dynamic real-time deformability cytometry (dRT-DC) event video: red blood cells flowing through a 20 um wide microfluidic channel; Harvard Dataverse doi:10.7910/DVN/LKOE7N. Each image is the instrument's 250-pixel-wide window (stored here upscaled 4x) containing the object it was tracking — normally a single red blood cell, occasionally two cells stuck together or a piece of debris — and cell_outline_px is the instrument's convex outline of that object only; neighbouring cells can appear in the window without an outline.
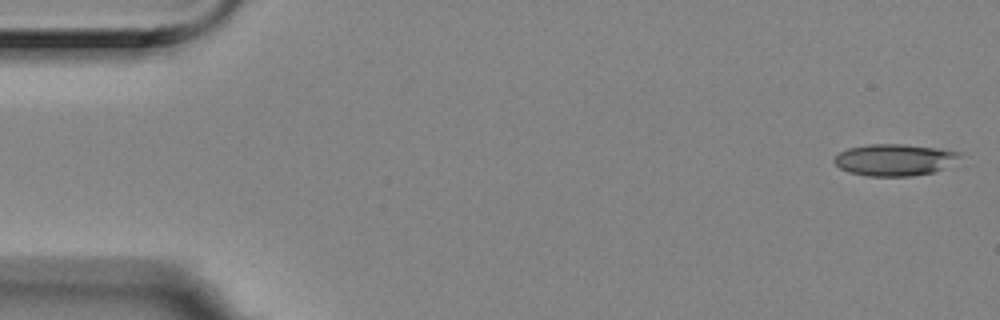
{"species": "Egyptian fruit bat (a non-hibernating species)", "species_latin": "Rousettus aegyptiacus", "temperature_condition": "room temperature", "stored_images_in_passage": 4, "camera_frame_rate_fps": 3000, "um_per_image_px": 0.085, "animal": {"sex": "female"}, "frame": {"image": 1, "passage_image": 1, "time_ms": 0.0, "image_size_px": [1000, 320], "cell_outline_px": [[964, 152], [960, 156], [940, 168], [932, 172], [912, 176], [868, 176], [848, 172], [840, 168], [832, 160], [840, 152], [848, 148], [868, 144], [904, 144], [936, 148]], "centroid_in_image_um": [75.97, 13.57], "position_along_channel_um": 9.0, "area_um2": 22.89}}